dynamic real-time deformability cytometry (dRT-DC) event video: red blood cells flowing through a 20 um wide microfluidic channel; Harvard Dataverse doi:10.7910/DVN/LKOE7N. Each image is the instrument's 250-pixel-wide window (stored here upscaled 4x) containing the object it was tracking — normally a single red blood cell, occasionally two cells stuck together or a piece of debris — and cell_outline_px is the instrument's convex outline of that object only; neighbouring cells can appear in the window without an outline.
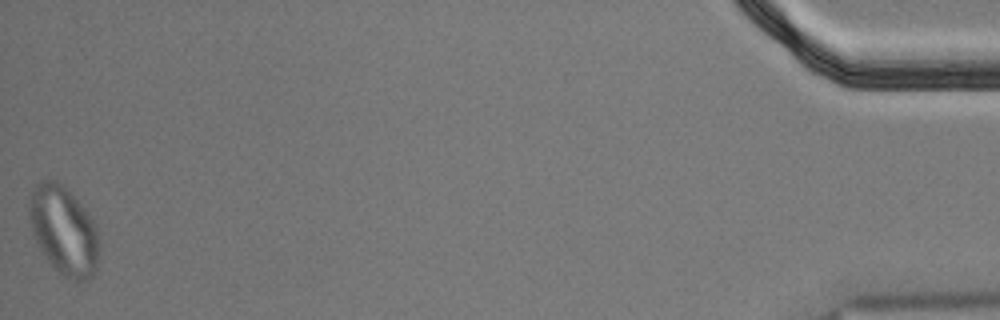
{"species": "Egyptian fruit bat (a non-hibernating species)", "species_latin": "Rousettus aegyptiacus", "temperature_condition": "cold", "stored_images_in_passage": 46, "segment_of_instrument_passage": [2, 2], "camera_frame_rate_fps": 3000, "um_per_image_px": 0.085, "animal": {"sex": "male"}, "frame": {"image": 1, "passage_image": 46, "time_ms": 15.0, "image_size_px": [1000, 320], "cell_outline_px": [[100, 252], [96, 268], [92, 276], [88, 280], [76, 280], [64, 276], [48, 260], [40, 248], [32, 232], [28, 212], [28, 192], [40, 180], [56, 180], [72, 192], [88, 212], [96, 224], [100, 240]], "centroid_in_image_um": [5.43, 19.53], "position_along_channel_um": 429.8, "area_um2": 36.65}}